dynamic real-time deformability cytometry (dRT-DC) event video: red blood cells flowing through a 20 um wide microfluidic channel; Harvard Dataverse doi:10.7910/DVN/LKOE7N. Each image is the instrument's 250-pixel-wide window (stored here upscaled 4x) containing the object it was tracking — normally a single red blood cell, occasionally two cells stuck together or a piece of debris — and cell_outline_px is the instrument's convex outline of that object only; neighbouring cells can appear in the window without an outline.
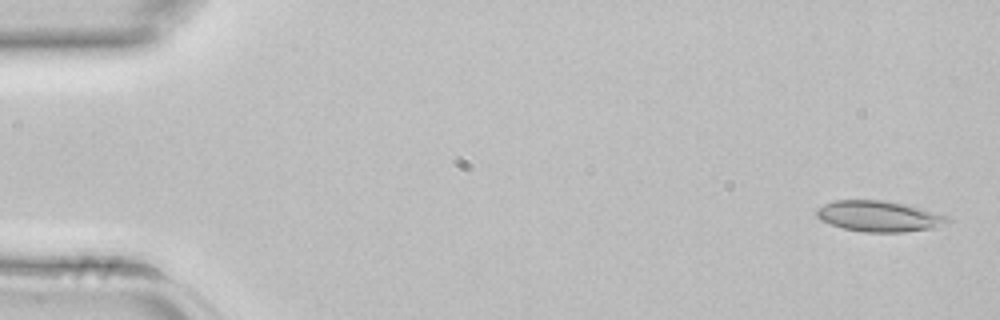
{"species": "common noctule bat (a hibernating species)", "species_latin": "Nyctalus noctula", "temperature_condition": "room temperature", "stored_images_in_passage": 3, "camera_frame_rate_fps": 3000, "um_per_image_px": 0.085, "animal": {"sex": "female", "body_mass_g": 22.7, "forearm_length_mm": 54.2}, "frame": {"image": 1, "passage_image": 1, "time_ms": 0.0, "image_size_px": [1000, 320], "cell_outline_px": [[952, 220], [936, 228], [904, 232], [864, 232], [844, 228], [820, 220], [816, 216], [816, 208], [824, 204], [836, 200], [884, 200], [908, 204], [948, 216]], "centroid_in_image_um": [74.74, 18.37], "position_along_channel_um": 10.3, "area_um2": 23.7}}